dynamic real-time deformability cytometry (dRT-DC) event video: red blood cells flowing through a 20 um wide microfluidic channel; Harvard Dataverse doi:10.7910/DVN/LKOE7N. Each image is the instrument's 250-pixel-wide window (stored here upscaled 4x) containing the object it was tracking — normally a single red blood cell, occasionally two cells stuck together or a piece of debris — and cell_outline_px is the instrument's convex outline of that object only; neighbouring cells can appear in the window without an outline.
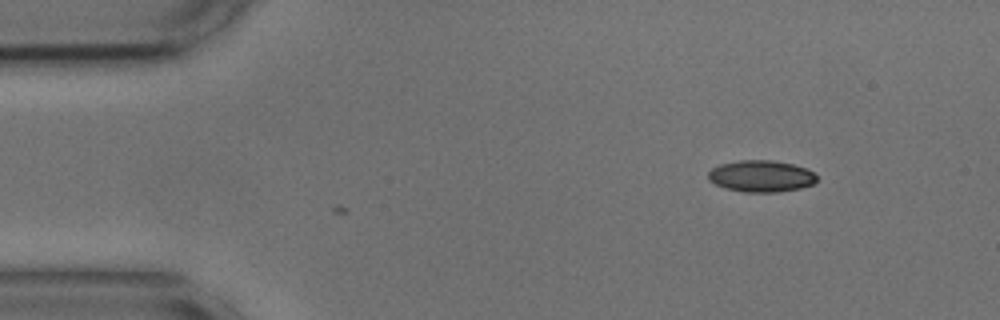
{"species": "common noctule bat (a hibernating species)", "species_latin": "Nyctalus noctula", "temperature_condition": "cold", "stored_images_in_passage": 3, "camera_frame_rate_fps": 3000, "um_per_image_px": 0.085, "animal": {"sex": "male", "body_mass_g": 17.9, "forearm_length_mm": 54.2}, "frame": {"image": 1, "passage_image": 3, "time_ms": 0.667, "image_size_px": [1000, 320], "cell_outline_px": [[816, 180], [812, 184], [800, 188], [776, 192], [744, 192], [728, 188], [716, 184], [708, 180], [708, 172], [712, 168], [720, 164], [740, 160], [772, 160], [792, 164], [804, 168], [812, 172], [816, 176]], "centroid_in_image_um": [64.67, 14.97], "position_along_channel_um": 20.3, "area_um2": 19.77}}